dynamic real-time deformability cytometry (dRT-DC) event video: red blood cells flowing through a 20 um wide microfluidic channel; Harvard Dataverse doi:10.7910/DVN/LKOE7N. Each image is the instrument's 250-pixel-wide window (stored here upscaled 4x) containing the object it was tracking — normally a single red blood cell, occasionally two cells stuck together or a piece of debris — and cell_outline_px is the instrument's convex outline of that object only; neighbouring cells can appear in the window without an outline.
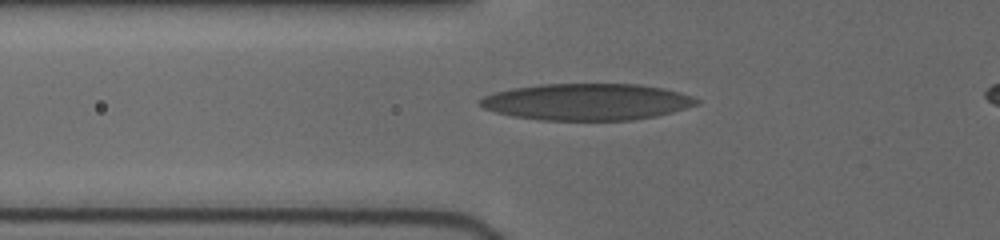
{"species": "human", "species_latin": "Homo sapiens", "temperature_condition": "cold", "stored_images_in_passage": 13, "camera_frame_rate_fps": 3000, "um_per_image_px": 0.085, "donor": {"sex": "female"}, "frame": {"image": 1, "passage_image": 6, "time_ms": 3.333, "image_size_px": [1000, 240], "cell_outline_px": [[700, 100], [696, 104], [672, 112], [656, 116], [632, 120], [540, 120], [512, 116], [496, 112], [484, 108], [476, 100], [484, 96], [496, 92], [512, 88], [540, 84], [636, 84], [664, 88], [680, 92], [692, 96]], "centroid_in_image_um": [49.86, 8.65], "position_along_channel_um": 75.9, "area_um2": 46.18}}
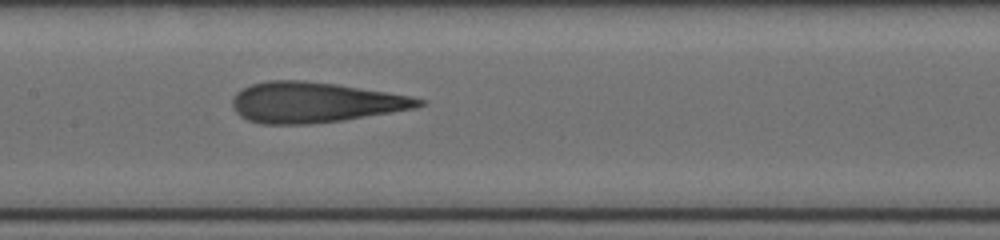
{"frame": {"image": 2, "passage_image": 10, "time_ms": 6.0, "image_size_px": [1000, 240], "cell_outline_px": [[424, 104], [416, 108], [344, 120], [312, 124], [260, 124], [248, 120], [240, 116], [232, 108], [232, 100], [236, 92], [252, 84], [268, 80], [304, 80], [336, 84], [388, 92], [412, 96], [424, 100]], "centroid_in_image_um": [26.74, 8.7], "position_along_channel_um": 180.7, "area_um2": 44.04}}
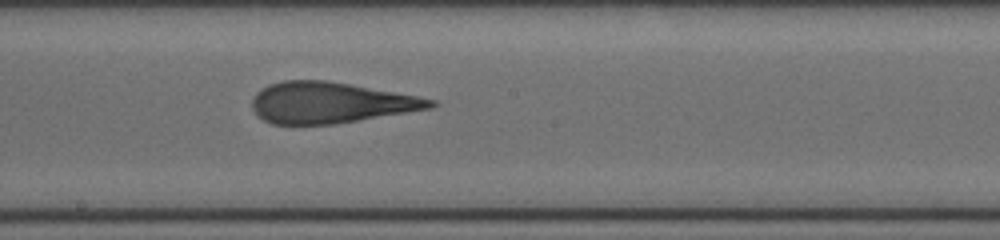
{"frame": {"image": 3, "passage_image": 13, "time_ms": 7.0, "image_size_px": [1000, 240], "cell_outline_px": [[440, 104], [432, 108], [336, 124], [272, 124], [256, 116], [252, 108], [252, 100], [256, 92], [268, 84], [284, 80], [324, 80], [348, 84], [416, 96], [436, 100]], "centroid_in_image_um": [28.05, 8.73], "position_along_channel_um": 220.1, "area_um2": 42.48}}